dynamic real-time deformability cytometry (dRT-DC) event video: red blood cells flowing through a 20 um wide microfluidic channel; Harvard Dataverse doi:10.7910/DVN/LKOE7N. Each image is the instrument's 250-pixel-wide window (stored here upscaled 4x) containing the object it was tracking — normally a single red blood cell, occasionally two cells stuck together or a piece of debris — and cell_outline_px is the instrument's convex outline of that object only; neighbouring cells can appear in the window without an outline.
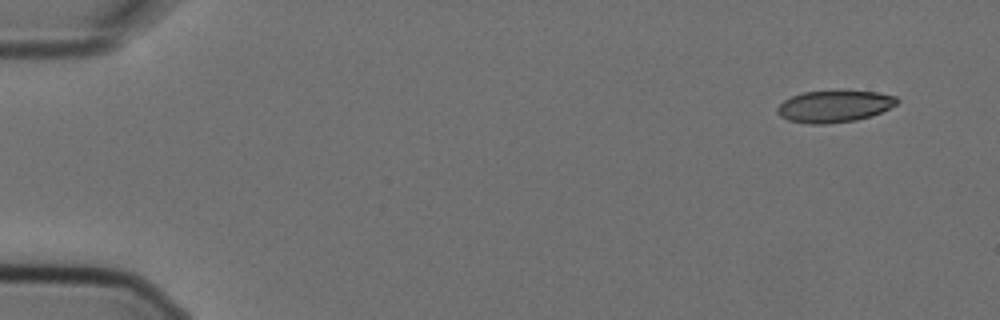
{"species": "Egyptian fruit bat (a non-hibernating species)", "species_latin": "Rousettus aegyptiacus", "temperature_condition": "cold", "stored_images_in_passage": 5, "camera_frame_rate_fps": 3000, "um_per_image_px": 0.085, "animal": {"sex": "female"}, "frame": {"image": 1, "passage_image": 1, "time_ms": 0.0, "image_size_px": [1000, 320], "cell_outline_px": [[900, 100], [896, 104], [872, 116], [856, 120], [824, 124], [812, 124], [788, 120], [780, 116], [776, 112], [776, 108], [784, 100], [792, 96], [804, 92], [840, 88], [876, 92], [896, 96]], "centroid_in_image_um": [70.92, 8.99], "position_along_channel_um": 14.1, "area_um2": 22.83}}